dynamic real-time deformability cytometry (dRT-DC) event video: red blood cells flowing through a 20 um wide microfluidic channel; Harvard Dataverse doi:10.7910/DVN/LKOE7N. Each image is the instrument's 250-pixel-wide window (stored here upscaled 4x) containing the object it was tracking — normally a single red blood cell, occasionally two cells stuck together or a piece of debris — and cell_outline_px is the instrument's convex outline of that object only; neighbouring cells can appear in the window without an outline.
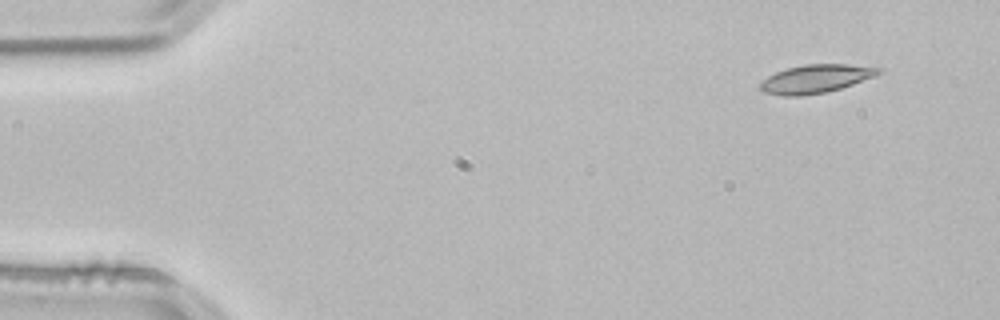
{"species": "common noctule bat (a hibernating species)", "species_latin": "Nyctalus noctula", "temperature_condition": "room temperature", "stored_images_in_passage": 49, "camera_frame_rate_fps": 3000, "um_per_image_px": 0.085, "animal": {"sex": "male", "body_mass_g": 21.5, "forearm_length_mm": 52.0}, "frame": {"image": 1, "passage_image": 1, "time_ms": 0.0, "image_size_px": [1000, 320], "cell_outline_px": [[880, 72], [876, 76], [840, 88], [824, 92], [800, 96], [784, 96], [764, 92], [760, 88], [760, 84], [768, 76], [776, 72], [788, 68], [804, 64], [848, 64], [880, 68]], "centroid_in_image_um": [69.33, 6.69], "position_along_channel_um": 15.7, "area_um2": 19.25}}
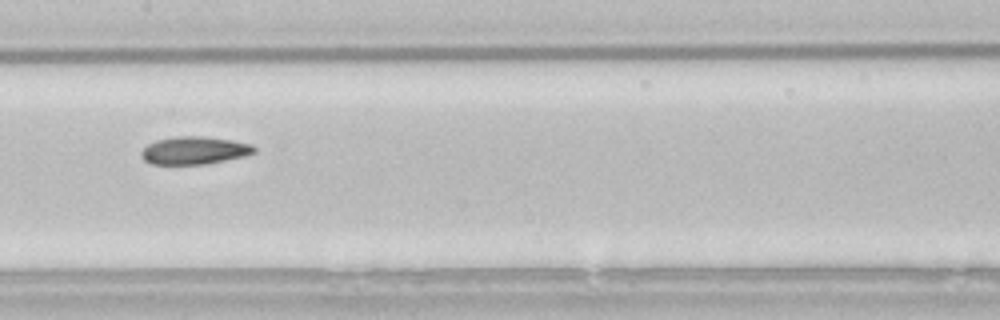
{"frame": {"image": 2, "passage_image": 23, "time_ms": 7.333, "image_size_px": [1000, 320], "cell_outline_px": [[256, 152], [244, 156], [204, 164], [152, 164], [144, 160], [140, 156], [140, 152], [148, 144], [156, 140], [176, 136], [200, 136], [232, 140], [252, 144], [256, 148]], "centroid_in_image_um": [16.51, 12.78], "position_along_channel_um": 190.9, "area_um2": 18.21}}
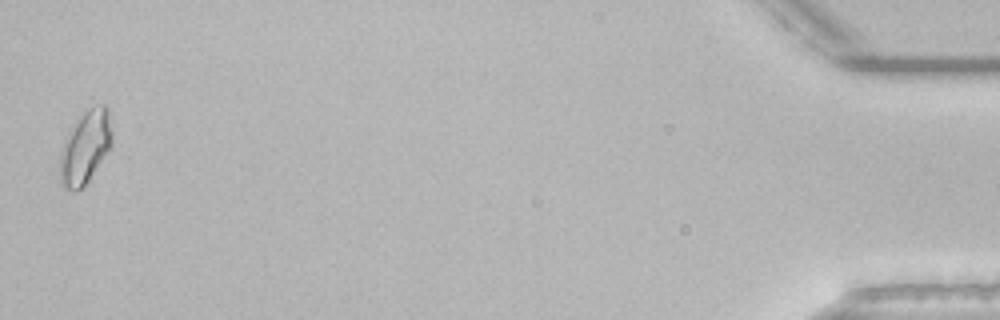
{"frame": {"image": 3, "passage_image": 49, "time_ms": 16.0, "image_size_px": [1000, 320], "cell_outline_px": [[112, 144], [108, 152], [84, 188], [76, 192], [72, 192], [64, 188], [60, 184], [60, 152], [64, 136], [72, 124], [88, 108], [100, 104], [108, 104], [112, 132]], "centroid_in_image_um": [7.24, 12.53], "position_along_channel_um": 428.0, "area_um2": 22.95}, "authors_computed_cell_mechanics": {"area_um2": 18.3804, "velocity_mm_per_s": 3.8284, "shape_relaxation_time_tau1_ms": 5.5595, "shape_relaxation_time_tau2_ms": 7.014, "deformation_change_tau1": 0.1414, "deformation_change_tau2": 0.1373}}